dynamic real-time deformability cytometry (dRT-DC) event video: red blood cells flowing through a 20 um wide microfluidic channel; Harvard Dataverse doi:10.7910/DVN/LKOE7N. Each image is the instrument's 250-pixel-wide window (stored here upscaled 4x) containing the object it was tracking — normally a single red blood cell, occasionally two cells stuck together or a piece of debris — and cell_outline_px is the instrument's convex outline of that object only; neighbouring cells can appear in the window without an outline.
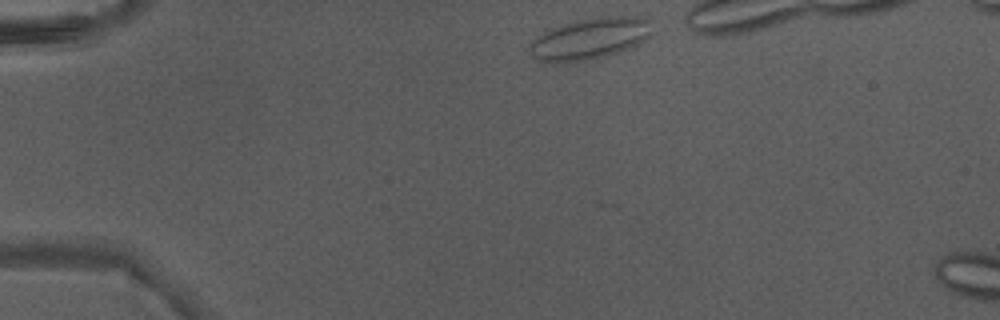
{"species": "Egyptian fruit bat (a non-hibernating species)", "species_latin": "Rousettus aegyptiacus", "temperature_condition": "warm", "stored_images_in_passage": 19, "camera_frame_rate_fps": 3000, "um_per_image_px": 0.085, "animal": {"sex": "male"}, "frame": {"image": 1, "passage_image": 1, "time_ms": 0.0, "image_size_px": [1000, 320], "cell_outline_px": [[652, 32], [644, 40], [628, 48], [604, 56], [584, 60], [552, 64], [536, 60], [528, 52], [528, 44], [536, 36], [548, 28], [560, 24], [580, 20], [604, 16], [644, 16], [648, 20]], "centroid_in_image_um": [50.04, 3.28], "position_along_channel_um": 35.0, "area_um2": 29.77}}
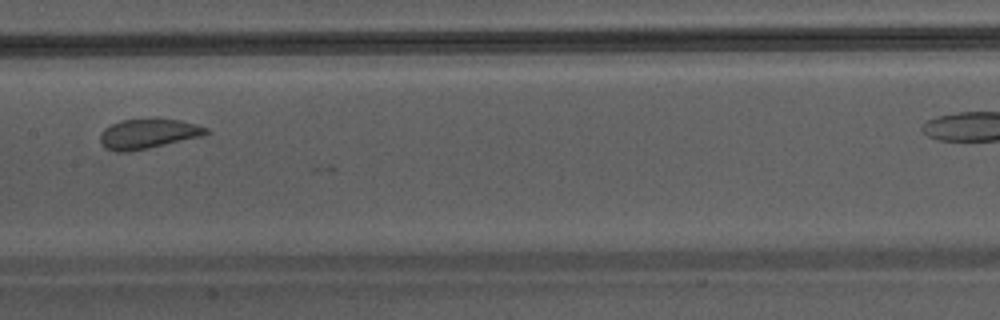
{"frame": {"image": 2, "passage_image": 16, "time_ms": 5.0, "image_size_px": [1000, 320], "cell_outline_px": [[208, 132], [204, 136], [148, 148], [128, 152], [116, 152], [104, 148], [100, 144], [100, 132], [104, 128], [112, 124], [124, 120], [180, 120], [196, 124], [208, 128]], "centroid_in_image_um": [12.56, 11.4], "position_along_channel_um": 194.8, "area_um2": 18.21}}